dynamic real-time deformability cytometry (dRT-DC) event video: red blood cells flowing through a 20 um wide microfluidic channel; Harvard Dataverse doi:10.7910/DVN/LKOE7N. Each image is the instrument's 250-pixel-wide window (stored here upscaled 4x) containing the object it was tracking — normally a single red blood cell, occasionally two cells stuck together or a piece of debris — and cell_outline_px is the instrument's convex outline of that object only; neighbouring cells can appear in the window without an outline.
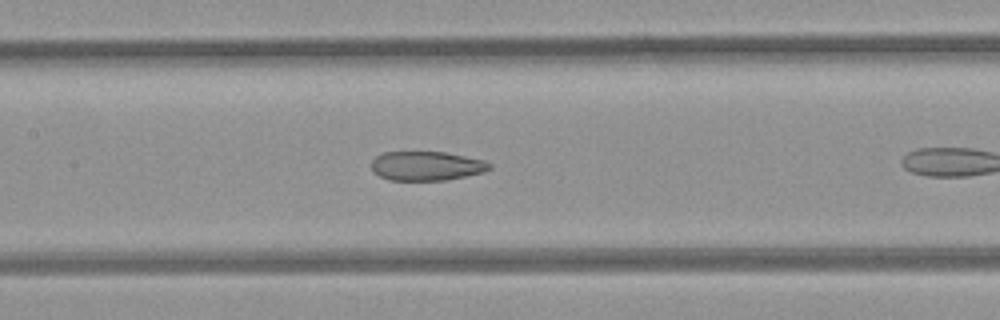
{"species": "common noctule bat (a hibernating species)", "species_latin": "Nyctalus noctula", "temperature_condition": "room temperature", "stored_images_in_passage": 15, "camera_frame_rate_fps": 3000, "um_per_image_px": 0.085, "animal": {"sex": "female", "body_mass_g": 21.9}, "frame": {"image": 1, "passage_image": 11, "time_ms": 3.333, "image_size_px": [1000, 320], "cell_outline_px": [[492, 168], [484, 172], [444, 180], [388, 180], [372, 172], [372, 160], [376, 156], [384, 152], [444, 152], [484, 160], [492, 164]], "centroid_in_image_um": [36.24, 14.1], "position_along_channel_um": 171.2, "area_um2": 20.06}}